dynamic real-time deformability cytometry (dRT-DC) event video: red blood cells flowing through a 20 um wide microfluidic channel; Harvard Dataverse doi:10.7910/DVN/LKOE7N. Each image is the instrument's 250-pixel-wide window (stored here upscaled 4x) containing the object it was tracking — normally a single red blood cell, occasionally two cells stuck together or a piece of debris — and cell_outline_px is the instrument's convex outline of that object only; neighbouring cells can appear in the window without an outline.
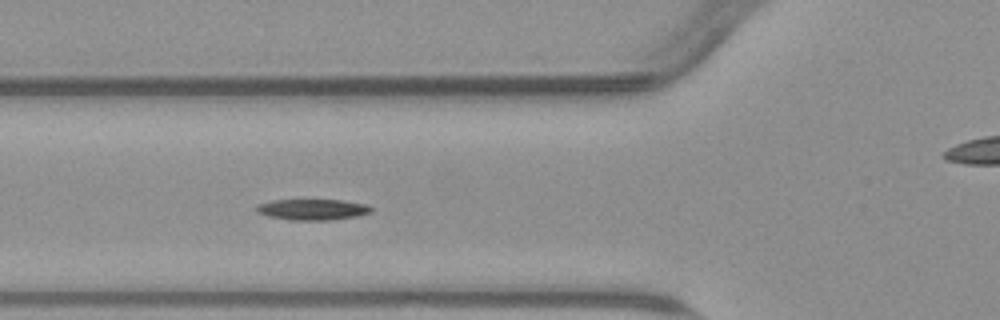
{"species": "common noctule bat (a hibernating species)", "species_latin": "Nyctalus noctula", "temperature_condition": "warm", "stored_images_in_passage": 43, "camera_frame_rate_fps": 3000, "um_per_image_px": 0.085, "animal": {"sex": "male", "body_mass_g": 23.1, "forearm_length_mm": 52.7}, "frame": {"image": 1, "passage_image": 7, "time_ms": 2.0, "image_size_px": [1000, 320], "cell_outline_px": [[372, 212], [356, 216], [328, 220], [292, 220], [268, 216], [256, 212], [256, 208], [260, 204], [272, 200], [344, 200], [368, 204], [372, 208]], "centroid_in_image_um": [26.6, 17.8], "position_along_channel_um": 99.2, "area_um2": 13.93}}
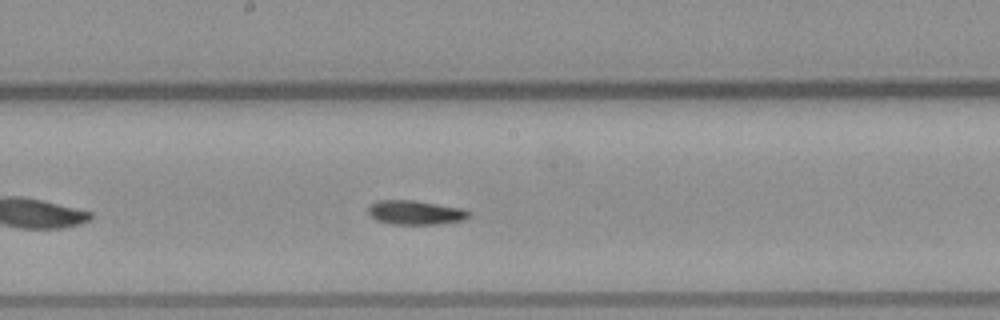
{"frame": {"image": 2, "passage_image": 16, "time_ms": 5.0, "image_size_px": [1000, 320], "cell_outline_px": [[472, 216], [464, 220], [440, 224], [392, 224], [376, 220], [368, 212], [368, 208], [376, 200], [412, 200], [464, 208]], "centroid_in_image_um": [35.34, 18.06], "position_along_channel_um": 212.9, "area_um2": 14.22}}
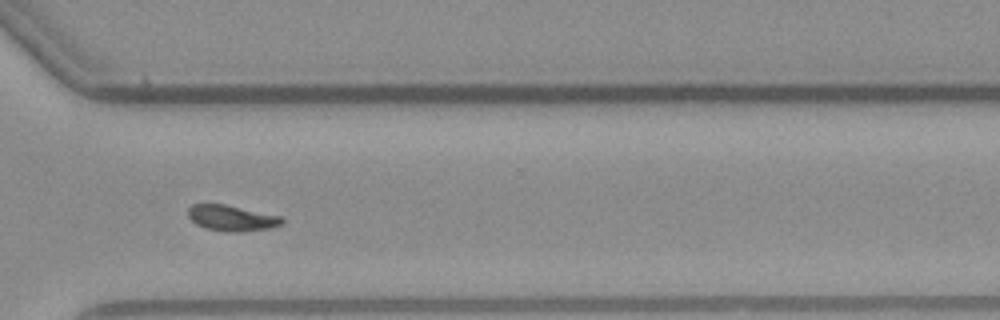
{"frame": {"image": 3, "passage_image": 27, "time_ms": 8.667, "image_size_px": [1000, 320], "cell_outline_px": [[284, 224], [272, 228], [240, 232], [224, 232], [204, 228], [196, 224], [188, 216], [188, 208], [192, 204], [224, 204], [284, 216]], "centroid_in_image_um": [19.75, 18.54], "position_along_channel_um": 350.9, "area_um2": 14.45}, "authors_computed_cell_mechanics": {"area_um2": 13.872, "velocity_mm_per_s": 3.7779, "shape_relaxation_time_tau1_ms": 4.6824, "shape_relaxation_time_tau2_ms": null, "deformation_change_tau1": 0.1784, "deformation_change_tau2": null}}